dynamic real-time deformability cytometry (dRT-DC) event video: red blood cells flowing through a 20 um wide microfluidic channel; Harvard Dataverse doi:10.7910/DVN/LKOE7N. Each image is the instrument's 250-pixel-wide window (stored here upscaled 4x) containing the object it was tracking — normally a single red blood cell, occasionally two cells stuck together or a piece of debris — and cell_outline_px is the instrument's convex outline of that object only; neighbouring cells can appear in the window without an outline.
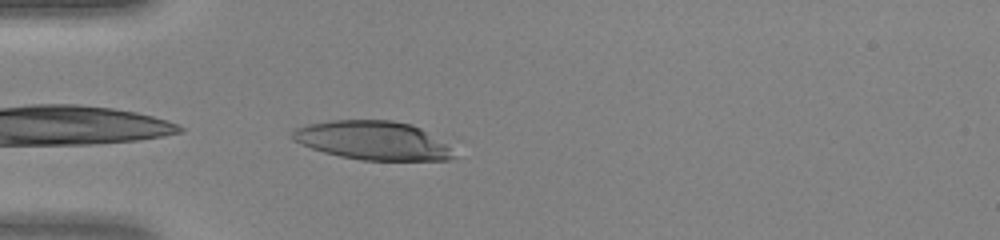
{"species": "human", "species_latin": "Homo sapiens", "temperature_condition": "warm", "stored_images_in_passage": 30, "camera_frame_rate_fps": 3000, "um_per_image_px": 0.085, "donor": {"sex": "female"}, "frame": {"image": 1, "passage_image": 1, "time_ms": 0.0, "image_size_px": [1000, 240], "cell_outline_px": [[460, 156], [448, 160], [360, 160], [340, 156], [324, 152], [300, 144], [292, 140], [288, 136], [296, 128], [308, 124], [332, 120], [392, 120], [412, 124], [420, 128], [444, 144]], "centroid_in_image_um": [31.66, 11.94], "position_along_channel_um": 53.3, "area_um2": 36.36}}
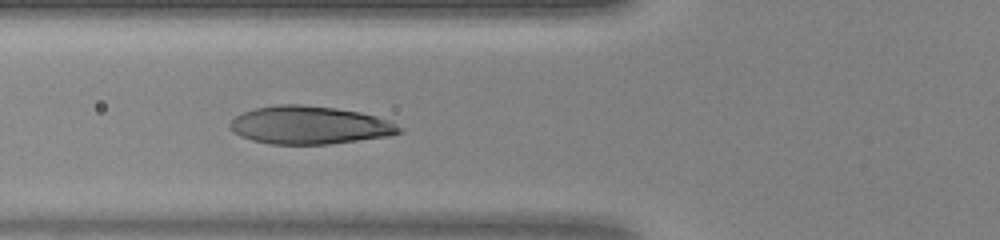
{"frame": {"image": 2, "passage_image": 5, "time_ms": 1.333, "image_size_px": [1000, 240], "cell_outline_px": [[404, 128], [400, 132], [388, 136], [328, 144], [272, 144], [252, 140], [240, 136], [232, 132], [228, 128], [228, 124], [236, 116], [244, 112], [256, 108], [276, 104], [300, 104], [336, 108], [360, 112], [376, 116], [388, 120]], "centroid_in_image_um": [26.29, 10.63], "position_along_channel_um": 99.5, "area_um2": 37.51}}
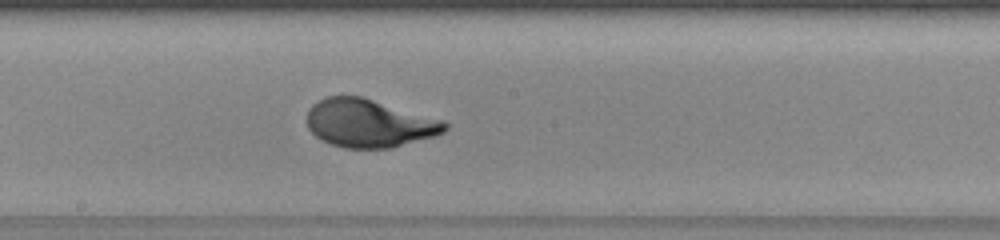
{"frame": {"image": 3, "passage_image": 13, "time_ms": 4.0, "image_size_px": [1000, 240], "cell_outline_px": [[448, 128], [444, 132], [436, 136], [392, 148], [344, 148], [320, 140], [308, 128], [308, 108], [312, 104], [324, 96], [360, 96], [444, 120], [448, 124]], "centroid_in_image_um": [31.38, 10.48], "position_along_channel_um": 216.8, "area_um2": 38.78}}